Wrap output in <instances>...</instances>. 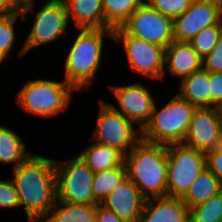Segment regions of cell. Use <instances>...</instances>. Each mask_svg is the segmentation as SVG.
<instances>
[{"label": "cell", "instance_id": "1", "mask_svg": "<svg viewBox=\"0 0 222 222\" xmlns=\"http://www.w3.org/2000/svg\"><path fill=\"white\" fill-rule=\"evenodd\" d=\"M20 206L28 221H42L57 200L55 159L31 154L12 169Z\"/></svg>", "mask_w": 222, "mask_h": 222}, {"label": "cell", "instance_id": "2", "mask_svg": "<svg viewBox=\"0 0 222 222\" xmlns=\"http://www.w3.org/2000/svg\"><path fill=\"white\" fill-rule=\"evenodd\" d=\"M74 39L64 63L65 78L75 90L89 89L101 67L105 38L113 40L111 28H84Z\"/></svg>", "mask_w": 222, "mask_h": 222}, {"label": "cell", "instance_id": "3", "mask_svg": "<svg viewBox=\"0 0 222 222\" xmlns=\"http://www.w3.org/2000/svg\"><path fill=\"white\" fill-rule=\"evenodd\" d=\"M126 174L146 198L167 196V146L140 140L124 155Z\"/></svg>", "mask_w": 222, "mask_h": 222}, {"label": "cell", "instance_id": "4", "mask_svg": "<svg viewBox=\"0 0 222 222\" xmlns=\"http://www.w3.org/2000/svg\"><path fill=\"white\" fill-rule=\"evenodd\" d=\"M195 109L178 93L160 109L155 104L149 122L141 130V139L166 146L182 143Z\"/></svg>", "mask_w": 222, "mask_h": 222}, {"label": "cell", "instance_id": "5", "mask_svg": "<svg viewBox=\"0 0 222 222\" xmlns=\"http://www.w3.org/2000/svg\"><path fill=\"white\" fill-rule=\"evenodd\" d=\"M36 0H27L21 11L22 21H26L27 13H33L34 21L25 39L23 46L18 51L17 57H24L32 49L57 40L62 35L67 36L69 20L64 0H47L39 10L35 11ZM34 8V9H33Z\"/></svg>", "mask_w": 222, "mask_h": 222}, {"label": "cell", "instance_id": "6", "mask_svg": "<svg viewBox=\"0 0 222 222\" xmlns=\"http://www.w3.org/2000/svg\"><path fill=\"white\" fill-rule=\"evenodd\" d=\"M74 91L76 90L64 79L62 82L34 79L24 84L17 93V103L28 113L49 118L66 111L71 105Z\"/></svg>", "mask_w": 222, "mask_h": 222}, {"label": "cell", "instance_id": "7", "mask_svg": "<svg viewBox=\"0 0 222 222\" xmlns=\"http://www.w3.org/2000/svg\"><path fill=\"white\" fill-rule=\"evenodd\" d=\"M167 196L182 198L207 167L206 153L183 143L167 145Z\"/></svg>", "mask_w": 222, "mask_h": 222}, {"label": "cell", "instance_id": "8", "mask_svg": "<svg viewBox=\"0 0 222 222\" xmlns=\"http://www.w3.org/2000/svg\"><path fill=\"white\" fill-rule=\"evenodd\" d=\"M57 200L74 204H99L92 191L94 173L77 155L60 161L55 159Z\"/></svg>", "mask_w": 222, "mask_h": 222}, {"label": "cell", "instance_id": "9", "mask_svg": "<svg viewBox=\"0 0 222 222\" xmlns=\"http://www.w3.org/2000/svg\"><path fill=\"white\" fill-rule=\"evenodd\" d=\"M99 109L93 141L128 154L141 140V130L115 111L106 101L99 100Z\"/></svg>", "mask_w": 222, "mask_h": 222}, {"label": "cell", "instance_id": "10", "mask_svg": "<svg viewBox=\"0 0 222 222\" xmlns=\"http://www.w3.org/2000/svg\"><path fill=\"white\" fill-rule=\"evenodd\" d=\"M113 40L122 44L133 72L155 80L165 78L164 47L129 35L121 27L113 30Z\"/></svg>", "mask_w": 222, "mask_h": 222}, {"label": "cell", "instance_id": "11", "mask_svg": "<svg viewBox=\"0 0 222 222\" xmlns=\"http://www.w3.org/2000/svg\"><path fill=\"white\" fill-rule=\"evenodd\" d=\"M129 35L166 48L173 40V19L146 2L140 5L121 26Z\"/></svg>", "mask_w": 222, "mask_h": 222}, {"label": "cell", "instance_id": "12", "mask_svg": "<svg viewBox=\"0 0 222 222\" xmlns=\"http://www.w3.org/2000/svg\"><path fill=\"white\" fill-rule=\"evenodd\" d=\"M182 143L204 153L222 145L221 109L196 107Z\"/></svg>", "mask_w": 222, "mask_h": 222}, {"label": "cell", "instance_id": "13", "mask_svg": "<svg viewBox=\"0 0 222 222\" xmlns=\"http://www.w3.org/2000/svg\"><path fill=\"white\" fill-rule=\"evenodd\" d=\"M222 20V0H193L190 7L173 19L174 40L189 42L204 28Z\"/></svg>", "mask_w": 222, "mask_h": 222}, {"label": "cell", "instance_id": "14", "mask_svg": "<svg viewBox=\"0 0 222 222\" xmlns=\"http://www.w3.org/2000/svg\"><path fill=\"white\" fill-rule=\"evenodd\" d=\"M114 94L119 109L108 102V104L117 112L121 113L127 120L138 124L142 130L149 122L155 106V98H152L149 90L142 82L125 86L109 85Z\"/></svg>", "mask_w": 222, "mask_h": 222}, {"label": "cell", "instance_id": "15", "mask_svg": "<svg viewBox=\"0 0 222 222\" xmlns=\"http://www.w3.org/2000/svg\"><path fill=\"white\" fill-rule=\"evenodd\" d=\"M146 198L126 176L101 202V206L116 214L124 222H138Z\"/></svg>", "mask_w": 222, "mask_h": 222}, {"label": "cell", "instance_id": "16", "mask_svg": "<svg viewBox=\"0 0 222 222\" xmlns=\"http://www.w3.org/2000/svg\"><path fill=\"white\" fill-rule=\"evenodd\" d=\"M138 222H190L189 208L181 198H149Z\"/></svg>", "mask_w": 222, "mask_h": 222}, {"label": "cell", "instance_id": "17", "mask_svg": "<svg viewBox=\"0 0 222 222\" xmlns=\"http://www.w3.org/2000/svg\"><path fill=\"white\" fill-rule=\"evenodd\" d=\"M164 64L169 74L181 81L203 67V58L189 42L173 40L165 48Z\"/></svg>", "mask_w": 222, "mask_h": 222}, {"label": "cell", "instance_id": "18", "mask_svg": "<svg viewBox=\"0 0 222 222\" xmlns=\"http://www.w3.org/2000/svg\"><path fill=\"white\" fill-rule=\"evenodd\" d=\"M69 23L77 29L110 28L105 23L102 0H64Z\"/></svg>", "mask_w": 222, "mask_h": 222}, {"label": "cell", "instance_id": "19", "mask_svg": "<svg viewBox=\"0 0 222 222\" xmlns=\"http://www.w3.org/2000/svg\"><path fill=\"white\" fill-rule=\"evenodd\" d=\"M178 94L196 107H211L210 72L203 67L179 81Z\"/></svg>", "mask_w": 222, "mask_h": 222}, {"label": "cell", "instance_id": "20", "mask_svg": "<svg viewBox=\"0 0 222 222\" xmlns=\"http://www.w3.org/2000/svg\"><path fill=\"white\" fill-rule=\"evenodd\" d=\"M78 156L93 173L109 170L124 163V154L118 149L92 141Z\"/></svg>", "mask_w": 222, "mask_h": 222}, {"label": "cell", "instance_id": "21", "mask_svg": "<svg viewBox=\"0 0 222 222\" xmlns=\"http://www.w3.org/2000/svg\"><path fill=\"white\" fill-rule=\"evenodd\" d=\"M97 204H74L56 200L41 222H96Z\"/></svg>", "mask_w": 222, "mask_h": 222}, {"label": "cell", "instance_id": "22", "mask_svg": "<svg viewBox=\"0 0 222 222\" xmlns=\"http://www.w3.org/2000/svg\"><path fill=\"white\" fill-rule=\"evenodd\" d=\"M222 190V182L206 167L181 198L188 208L209 200Z\"/></svg>", "mask_w": 222, "mask_h": 222}, {"label": "cell", "instance_id": "23", "mask_svg": "<svg viewBox=\"0 0 222 222\" xmlns=\"http://www.w3.org/2000/svg\"><path fill=\"white\" fill-rule=\"evenodd\" d=\"M32 152L26 150V143L9 127L0 125V163L13 164V168L25 161Z\"/></svg>", "mask_w": 222, "mask_h": 222}, {"label": "cell", "instance_id": "24", "mask_svg": "<svg viewBox=\"0 0 222 222\" xmlns=\"http://www.w3.org/2000/svg\"><path fill=\"white\" fill-rule=\"evenodd\" d=\"M144 2L145 0H102L105 23L113 30L121 27Z\"/></svg>", "mask_w": 222, "mask_h": 222}, {"label": "cell", "instance_id": "25", "mask_svg": "<svg viewBox=\"0 0 222 222\" xmlns=\"http://www.w3.org/2000/svg\"><path fill=\"white\" fill-rule=\"evenodd\" d=\"M126 176V166L124 163L109 170L95 172L92 184L94 199L101 204L107 195Z\"/></svg>", "mask_w": 222, "mask_h": 222}, {"label": "cell", "instance_id": "26", "mask_svg": "<svg viewBox=\"0 0 222 222\" xmlns=\"http://www.w3.org/2000/svg\"><path fill=\"white\" fill-rule=\"evenodd\" d=\"M190 222H218L222 218V190L209 200L189 208Z\"/></svg>", "mask_w": 222, "mask_h": 222}, {"label": "cell", "instance_id": "27", "mask_svg": "<svg viewBox=\"0 0 222 222\" xmlns=\"http://www.w3.org/2000/svg\"><path fill=\"white\" fill-rule=\"evenodd\" d=\"M21 13L11 15H0V64L8 57H11L13 45L15 43L16 22Z\"/></svg>", "mask_w": 222, "mask_h": 222}, {"label": "cell", "instance_id": "28", "mask_svg": "<svg viewBox=\"0 0 222 222\" xmlns=\"http://www.w3.org/2000/svg\"><path fill=\"white\" fill-rule=\"evenodd\" d=\"M221 34L222 20L215 25L208 26L201 30L189 41V43L204 59L212 51Z\"/></svg>", "mask_w": 222, "mask_h": 222}, {"label": "cell", "instance_id": "29", "mask_svg": "<svg viewBox=\"0 0 222 222\" xmlns=\"http://www.w3.org/2000/svg\"><path fill=\"white\" fill-rule=\"evenodd\" d=\"M193 0H145V2L158 12L174 19L183 14Z\"/></svg>", "mask_w": 222, "mask_h": 222}, {"label": "cell", "instance_id": "30", "mask_svg": "<svg viewBox=\"0 0 222 222\" xmlns=\"http://www.w3.org/2000/svg\"><path fill=\"white\" fill-rule=\"evenodd\" d=\"M17 207H20V200L13 180H0V209Z\"/></svg>", "mask_w": 222, "mask_h": 222}, {"label": "cell", "instance_id": "31", "mask_svg": "<svg viewBox=\"0 0 222 222\" xmlns=\"http://www.w3.org/2000/svg\"><path fill=\"white\" fill-rule=\"evenodd\" d=\"M203 68L208 72H222V34L212 51L203 59Z\"/></svg>", "mask_w": 222, "mask_h": 222}, {"label": "cell", "instance_id": "32", "mask_svg": "<svg viewBox=\"0 0 222 222\" xmlns=\"http://www.w3.org/2000/svg\"><path fill=\"white\" fill-rule=\"evenodd\" d=\"M211 107H222V72H210Z\"/></svg>", "mask_w": 222, "mask_h": 222}, {"label": "cell", "instance_id": "33", "mask_svg": "<svg viewBox=\"0 0 222 222\" xmlns=\"http://www.w3.org/2000/svg\"><path fill=\"white\" fill-rule=\"evenodd\" d=\"M207 168L222 182V145L206 153Z\"/></svg>", "mask_w": 222, "mask_h": 222}, {"label": "cell", "instance_id": "34", "mask_svg": "<svg viewBox=\"0 0 222 222\" xmlns=\"http://www.w3.org/2000/svg\"><path fill=\"white\" fill-rule=\"evenodd\" d=\"M27 0H0V15L21 13Z\"/></svg>", "mask_w": 222, "mask_h": 222}, {"label": "cell", "instance_id": "35", "mask_svg": "<svg viewBox=\"0 0 222 222\" xmlns=\"http://www.w3.org/2000/svg\"><path fill=\"white\" fill-rule=\"evenodd\" d=\"M96 222H124L116 214L97 204Z\"/></svg>", "mask_w": 222, "mask_h": 222}]
</instances>
